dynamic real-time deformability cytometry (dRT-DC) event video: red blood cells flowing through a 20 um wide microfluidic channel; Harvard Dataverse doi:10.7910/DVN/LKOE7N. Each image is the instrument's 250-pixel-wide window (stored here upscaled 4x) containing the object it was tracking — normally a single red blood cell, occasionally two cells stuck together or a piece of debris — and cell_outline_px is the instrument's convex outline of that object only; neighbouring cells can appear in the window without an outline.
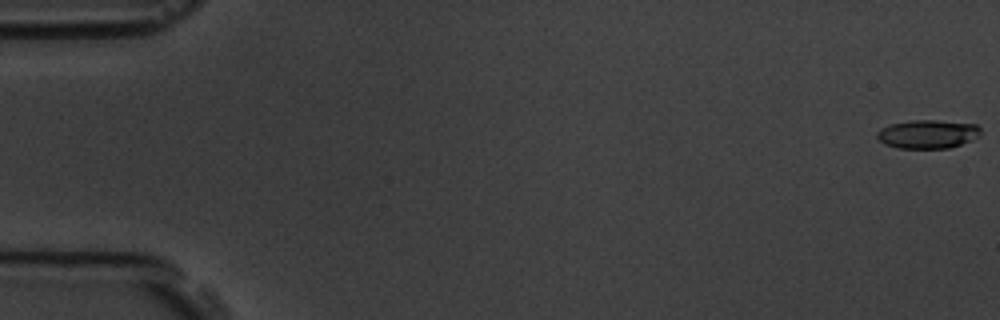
{"species": "common noctule bat (a hibernating species)", "species_latin": "Nyctalus noctula", "temperature_condition": "room temperature", "stored_images_in_passage": 58, "camera_frame_rate_fps": 3000, "um_per_image_px": 0.085, "animal": {"sex": "male", "body_mass_g": 19.5, "forearm_length_mm": 54.6}, "frame": {"image": 1, "passage_image": 1, "time_ms": 0.0, "image_size_px": [1000, 320], "cell_outline_px": [[980, 136], [960, 144], [948, 148], [900, 148], [884, 144], [876, 136], [876, 132], [880, 128], [892, 124], [912, 120], [936, 120], [976, 124], [980, 128]], "centroid_in_image_um": [78.84, 11.39], "position_along_channel_um": 6.2, "area_um2": 17.17}}
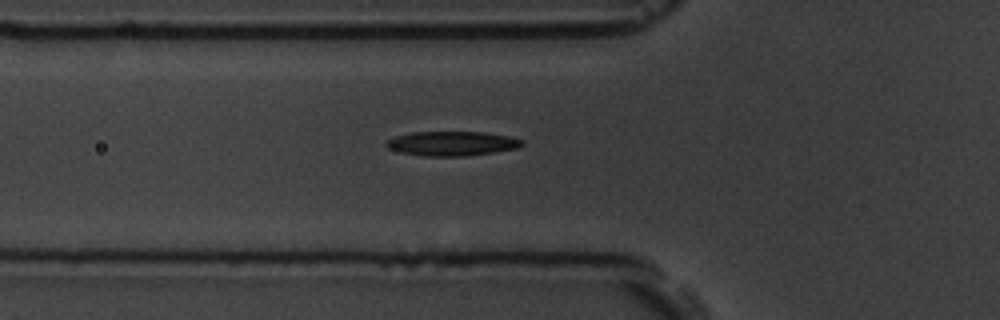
{"frame": {"image": 2, "passage_image": 21, "time_ms": 6.667, "image_size_px": [1000, 320], "cell_outline_px": [[524, 144], [520, 148], [464, 156], [424, 156], [404, 152], [388, 148], [384, 144], [388, 140], [396, 136], [412, 132], [484, 132], [508, 136], [524, 140]], "centroid_in_image_um": [38.46, 12.19], "position_along_channel_um": 87.3, "area_um2": 19.19}}
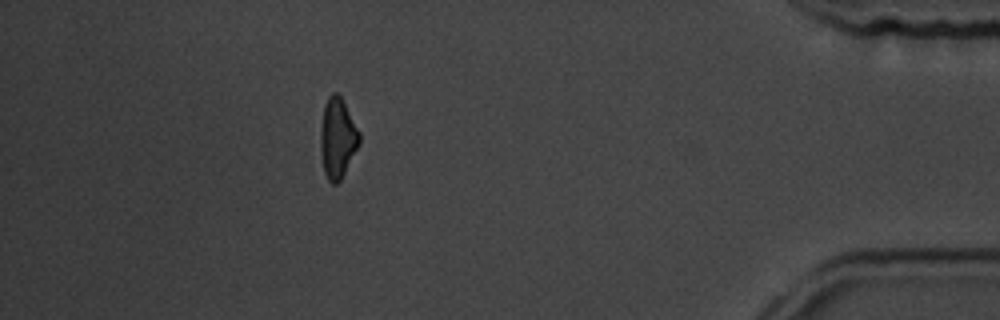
{"frame": {"image": 3, "passage_image": 52, "time_ms": 17.0, "image_size_px": [1000, 320], "cell_outline_px": [[360, 144], [340, 180], [336, 184], [332, 184], [328, 180], [324, 172], [320, 148], [320, 132], [324, 104], [328, 96], [332, 92], [336, 92], [340, 96], [360, 132]], "centroid_in_image_um": [28.68, 11.73], "position_along_channel_um": 406.5, "area_um2": 18.09}, "authors_computed_cell_mechanics": {"area_um2": 18.5538, "velocity_mm_per_s": 3.5748, "shape_relaxation_time_tau1_ms": 3.5619, "shape_relaxation_time_tau2_ms": null, "deformation_change_tau1": 0.1304, "deformation_change_tau2": null}}